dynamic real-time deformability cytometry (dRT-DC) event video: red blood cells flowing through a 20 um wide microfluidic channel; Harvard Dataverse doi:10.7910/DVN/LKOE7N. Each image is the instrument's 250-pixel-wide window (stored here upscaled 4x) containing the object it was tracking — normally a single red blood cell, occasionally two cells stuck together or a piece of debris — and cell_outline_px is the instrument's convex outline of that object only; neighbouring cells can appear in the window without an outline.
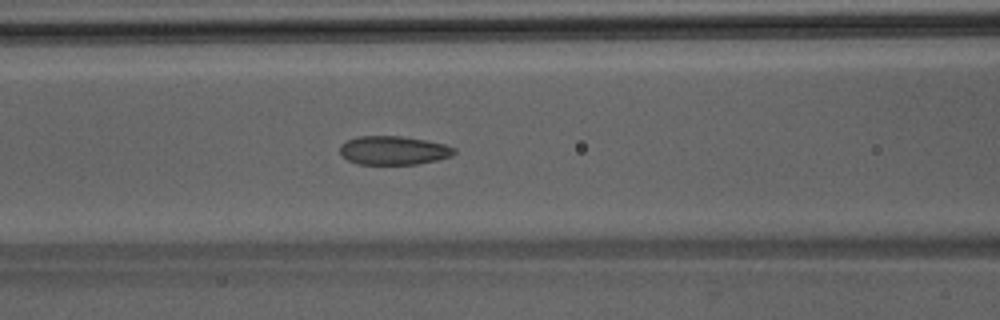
{"species": "Egyptian fruit bat (a non-hibernating species)", "species_latin": "Rousettus aegyptiacus", "temperature_condition": "room temperature", "stored_images_in_passage": 16, "camera_frame_rate_fps": 3000, "um_per_image_px": 0.085, "animal": {"sex": "male"}, "frame": {"image": 1, "passage_image": 7, "time_ms": 2.0, "image_size_px": [1000, 320], "cell_outline_px": [[456, 152], [452, 156], [436, 160], [416, 164], [360, 164], [348, 160], [340, 152], [340, 144], [356, 136], [400, 136], [424, 140], [444, 144], [456, 148]], "centroid_in_image_um": [33.45, 12.78], "position_along_channel_um": 133.1, "area_um2": 19.02}}
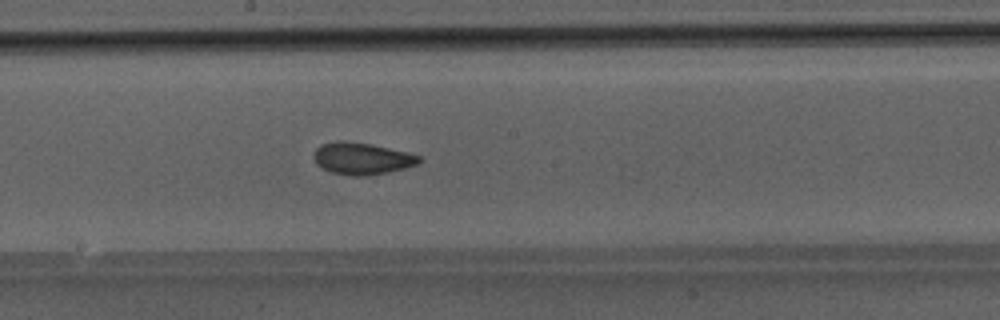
{"frame": {"image": 2, "passage_image": 13, "time_ms": 4.0, "image_size_px": [1000, 320], "cell_outline_px": [[420, 160], [416, 164], [404, 168], [388, 172], [364, 176], [352, 176], [332, 172], [320, 168], [316, 164], [312, 156], [316, 148], [320, 144], [336, 140], [340, 140], [368, 144], [408, 152], [420, 156]], "centroid_in_image_um": [30.69, 13.47], "position_along_channel_um": 217.5, "area_um2": 19.54}}